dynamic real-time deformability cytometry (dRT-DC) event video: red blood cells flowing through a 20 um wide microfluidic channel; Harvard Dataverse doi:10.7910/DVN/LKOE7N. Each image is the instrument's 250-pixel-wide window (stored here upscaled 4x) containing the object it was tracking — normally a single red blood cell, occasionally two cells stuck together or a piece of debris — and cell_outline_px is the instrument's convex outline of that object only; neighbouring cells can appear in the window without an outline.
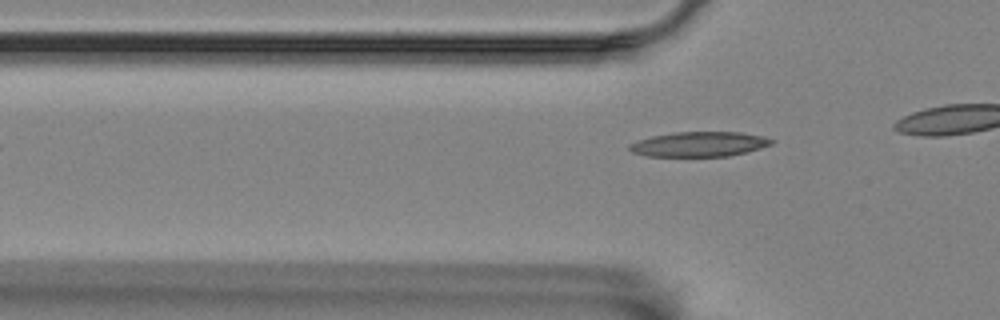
{"species": "Egyptian fruit bat (a non-hibernating species)", "species_latin": "Rousettus aegyptiacus", "temperature_condition": "room temperature", "stored_images_in_passage": 6, "camera_frame_rate_fps": 3000, "um_per_image_px": 0.085, "animal": {"sex": "female"}, "frame": {"image": 1, "passage_image": 3, "time_ms": 0.667, "image_size_px": [1000, 320], "cell_outline_px": [[776, 140], [772, 144], [760, 148], [728, 156], [648, 156], [632, 152], [628, 148], [628, 144], [636, 140], [652, 136], [672, 132], [740, 132], [764, 136]], "centroid_in_image_um": [59.42, 12.24], "position_along_channel_um": 66.4, "area_um2": 20.63}}
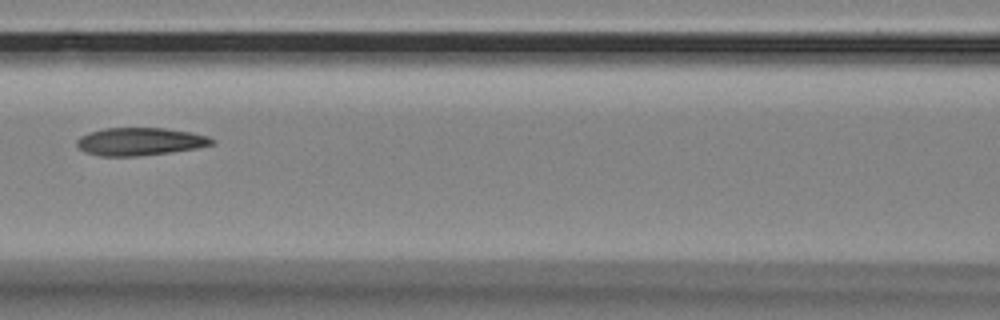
{"frame": {"image": 2, "passage_image": 6, "time_ms": 1.667, "image_size_px": [1000, 320], "cell_outline_px": [[216, 144], [196, 148], [172, 152], [140, 156], [100, 156], [84, 152], [76, 144], [76, 140], [80, 136], [88, 132], [104, 128], [164, 128], [192, 132], [208, 136], [216, 140]], "centroid_in_image_um": [11.91, 12.03], "position_along_channel_um": 154.7, "area_um2": 22.14}}